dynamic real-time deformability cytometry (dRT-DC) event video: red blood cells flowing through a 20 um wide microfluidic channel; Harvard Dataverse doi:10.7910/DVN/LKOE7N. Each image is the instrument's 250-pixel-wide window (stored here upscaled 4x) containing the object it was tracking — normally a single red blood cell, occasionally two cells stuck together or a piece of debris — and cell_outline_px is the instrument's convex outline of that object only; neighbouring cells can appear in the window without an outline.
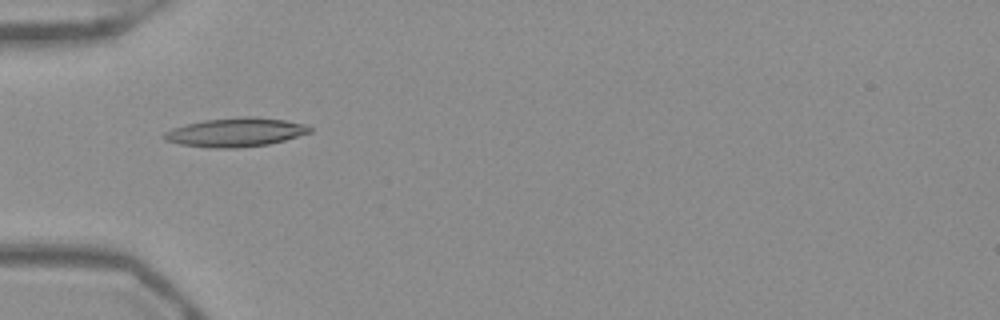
{"species": "Egyptian fruit bat (a non-hibernating species)", "species_latin": "Rousettus aegyptiacus", "temperature_condition": "warm", "stored_images_in_passage": 37, "camera_frame_rate_fps": 3000, "um_per_image_px": 0.085, "frame": {"image": 1, "passage_image": 2, "time_ms": 0.333, "image_size_px": [1000, 320], "cell_outline_px": [[312, 132], [284, 140], [268, 144], [236, 148], [212, 148], [180, 144], [164, 140], [160, 136], [164, 132], [172, 128], [204, 120], [240, 116], [252, 116], [284, 120], [308, 124], [312, 128]], "centroid_in_image_um": [20.03, 11.24], "position_along_channel_um": 65.0, "area_um2": 24.62}}
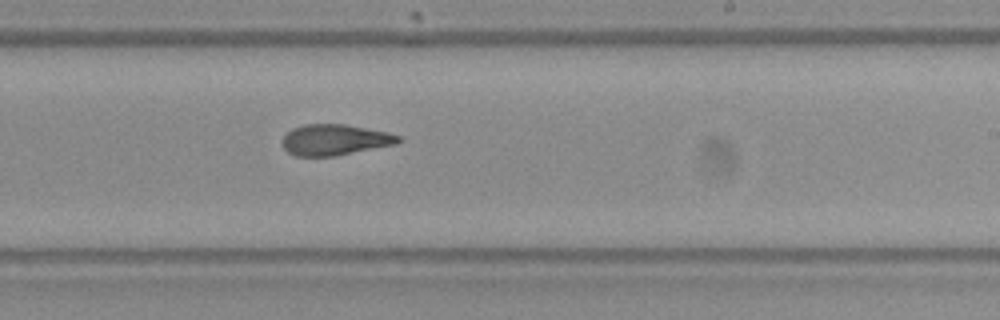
{"frame": {"image": 2, "passage_image": 17, "time_ms": 5.333, "image_size_px": [1000, 320], "cell_outline_px": [[404, 140], [396, 144], [336, 156], [296, 156], [288, 152], [284, 148], [284, 136], [292, 128], [304, 124], [344, 124], [388, 132], [400, 136]], "centroid_in_image_um": [28.5, 11.88], "position_along_channel_um": 260.5, "area_um2": 20.87}}
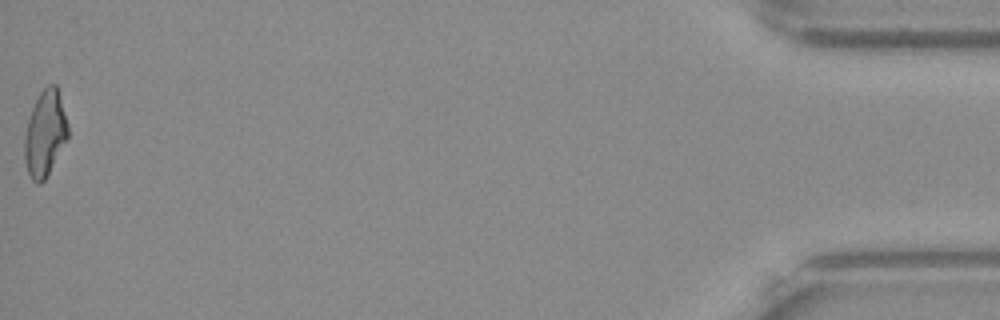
{"frame": {"image": 3, "passage_image": 37, "time_ms": 12.0, "image_size_px": [1000, 320], "cell_outline_px": [[68, 136], [44, 180], [40, 184], [36, 184], [32, 180], [28, 172], [24, 160], [24, 140], [28, 120], [32, 108], [40, 92], [48, 84], [56, 84], [68, 124]], "centroid_in_image_um": [3.81, 11.34], "position_along_channel_um": 431.4, "area_um2": 21.33}, "authors_computed_cell_mechanics": {"area_um2": 21.5016, "velocity_mm_per_s": 3.9456, "shape_relaxation_time_tau1_ms": null, "shape_relaxation_time_tau2_ms": 3.6192, "deformation_change_tau1": null, "deformation_change_tau2": 0.1202}}